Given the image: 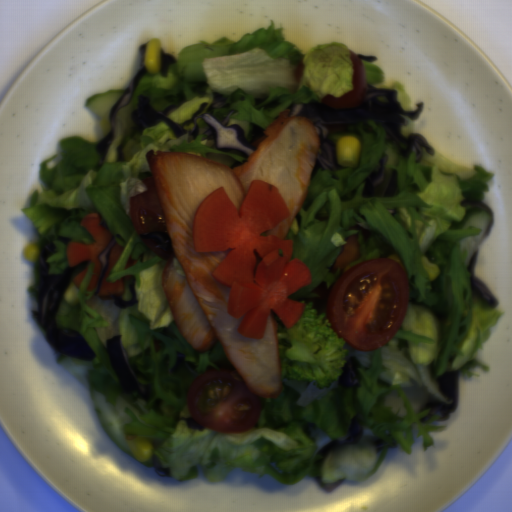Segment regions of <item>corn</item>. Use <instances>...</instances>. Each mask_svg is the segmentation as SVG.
<instances>
[{"label": "corn", "mask_w": 512, "mask_h": 512, "mask_svg": "<svg viewBox=\"0 0 512 512\" xmlns=\"http://www.w3.org/2000/svg\"><path fill=\"white\" fill-rule=\"evenodd\" d=\"M361 143L355 136H341L336 141V162L346 168H355L359 162Z\"/></svg>", "instance_id": "51d56268"}, {"label": "corn", "mask_w": 512, "mask_h": 512, "mask_svg": "<svg viewBox=\"0 0 512 512\" xmlns=\"http://www.w3.org/2000/svg\"><path fill=\"white\" fill-rule=\"evenodd\" d=\"M144 65L147 73L156 74L160 71L161 39L152 38L146 44Z\"/></svg>", "instance_id": "f1292c28"}, {"label": "corn", "mask_w": 512, "mask_h": 512, "mask_svg": "<svg viewBox=\"0 0 512 512\" xmlns=\"http://www.w3.org/2000/svg\"><path fill=\"white\" fill-rule=\"evenodd\" d=\"M128 446L135 461L149 462L154 455L153 445L148 439L137 437L128 440Z\"/></svg>", "instance_id": "5cfa1b94"}, {"label": "corn", "mask_w": 512, "mask_h": 512, "mask_svg": "<svg viewBox=\"0 0 512 512\" xmlns=\"http://www.w3.org/2000/svg\"><path fill=\"white\" fill-rule=\"evenodd\" d=\"M23 257L27 262H34L39 260L40 257V245L36 243H28L23 251Z\"/></svg>", "instance_id": "cfcad685"}]
</instances>
